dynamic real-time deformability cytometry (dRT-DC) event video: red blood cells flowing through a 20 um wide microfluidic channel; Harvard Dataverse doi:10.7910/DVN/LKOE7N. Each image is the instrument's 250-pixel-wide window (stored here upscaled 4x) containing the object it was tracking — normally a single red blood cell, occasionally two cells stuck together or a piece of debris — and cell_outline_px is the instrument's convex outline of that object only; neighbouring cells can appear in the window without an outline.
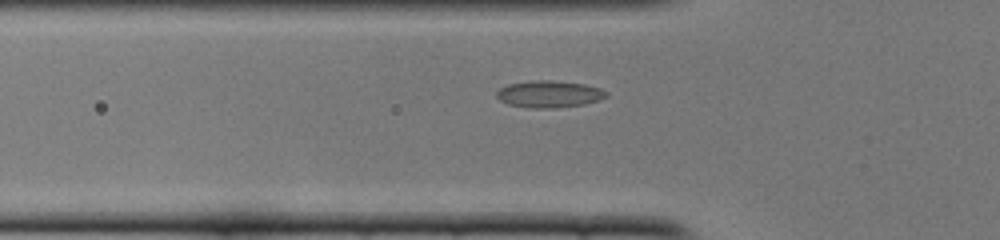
{"species": "common noctule bat (a hibernating species)", "species_latin": "Nyctalus noctula", "temperature_condition": "cold", "stored_images_in_passage": 7, "camera_frame_rate_fps": 3000, "um_per_image_px": 0.085, "animal": {"sex": "female", "body_mass_g": 22.0, "forearm_length_mm": 56.7}, "frame": {"image": 1, "passage_image": 2, "time_ms": 0.333, "image_size_px": [1000, 240], "cell_outline_px": [[608, 96], [600, 100], [584, 104], [552, 108], [528, 108], [508, 104], [500, 100], [496, 96], [496, 92], [500, 88], [508, 84], [532, 80], [552, 80], [584, 84], [600, 88], [608, 92]], "centroid_in_image_um": [46.68, 7.99], "position_along_channel_um": 79.1, "area_um2": 17.28}}
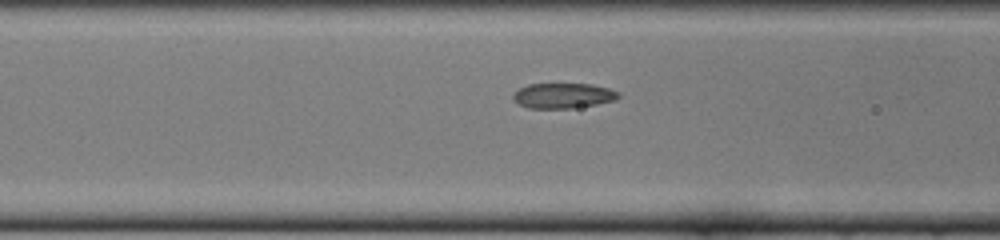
{"frame": {"image": 2, "passage_image": 5, "time_ms": 1.333, "image_size_px": [1000, 240], "cell_outline_px": [[620, 96], [616, 100], [596, 104], [572, 108], [528, 108], [512, 100], [512, 92], [528, 84], [592, 84], [608, 88], [620, 92]], "centroid_in_image_um": [47.85, 8.13], "position_along_channel_um": 118.7, "area_um2": 15.55}}